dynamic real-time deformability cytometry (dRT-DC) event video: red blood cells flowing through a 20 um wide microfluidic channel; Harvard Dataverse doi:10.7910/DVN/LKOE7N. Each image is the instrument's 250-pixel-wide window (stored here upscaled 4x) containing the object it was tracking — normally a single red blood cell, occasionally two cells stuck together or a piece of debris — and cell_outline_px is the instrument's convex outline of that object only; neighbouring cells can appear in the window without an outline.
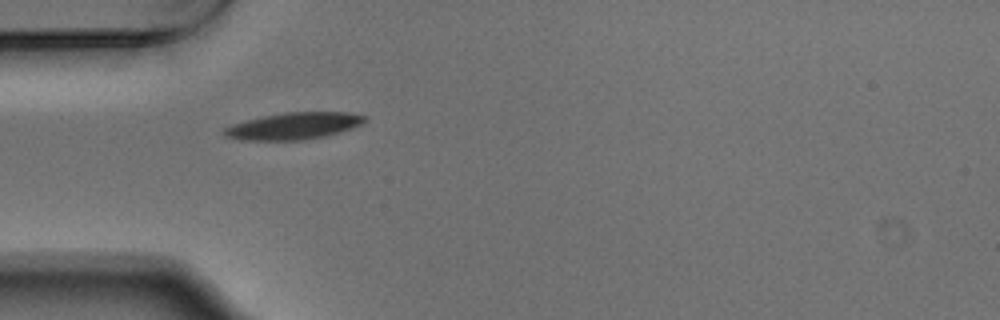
{"species": "Egyptian fruit bat (a non-hibernating species)", "species_latin": "Rousettus aegyptiacus", "temperature_condition": "warm", "stored_images_in_passage": 36, "camera_frame_rate_fps": 3000, "um_per_image_px": 0.085, "animal": {"sex": "male"}, "frame": {"image": 1, "passage_image": 1, "time_ms": 0.0, "image_size_px": [1000, 320], "cell_outline_px": [[368, 120], [352, 128], [324, 136], [304, 140], [240, 140], [224, 136], [220, 132], [224, 128], [232, 124], [264, 116], [284, 112], [348, 112], [368, 116]], "centroid_in_image_um": [24.95, 10.7], "position_along_channel_um": 60.0, "area_um2": 22.02}}
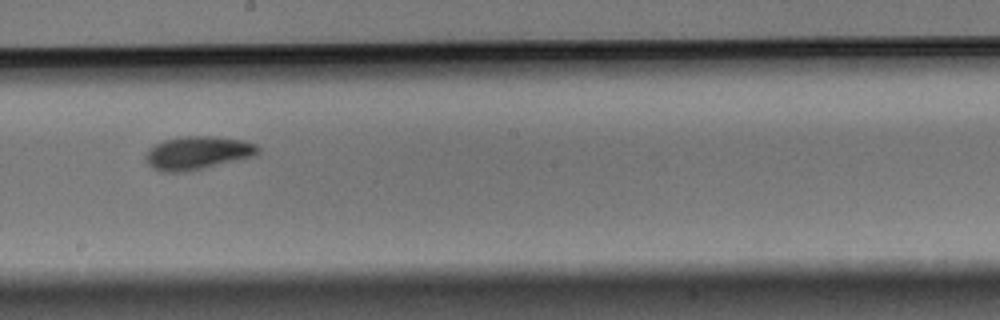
{"frame": {"image": 2, "passage_image": 15, "time_ms": 4.667, "image_size_px": [1000, 320], "cell_outline_px": [[260, 152], [256, 156], [188, 172], [164, 172], [152, 168], [144, 160], [144, 156], [148, 148], [164, 140], [184, 136], [216, 136], [244, 140], [256, 144], [260, 148]], "centroid_in_image_um": [16.81, 13.0], "position_along_channel_um": 231.4, "area_um2": 22.2}}
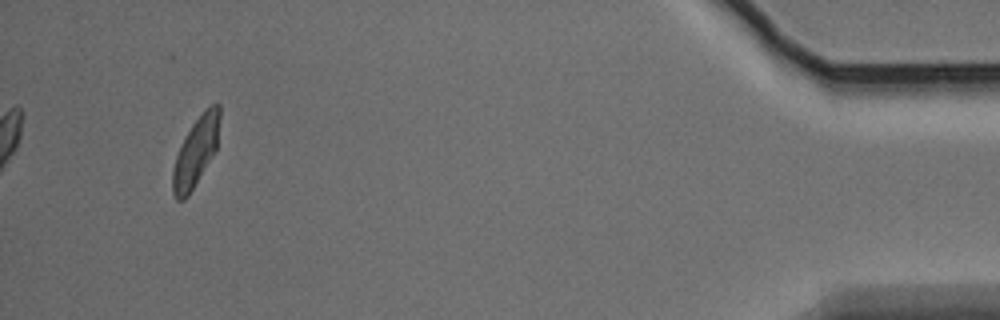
{"frame": {"image": 3, "passage_image": 36, "time_ms": 11.667, "image_size_px": [1000, 320], "cell_outline_px": [[220, 116], [216, 148], [188, 196], [184, 200], [176, 200], [172, 192], [172, 168], [176, 156], [192, 124], [204, 108], [212, 104], [220, 104]], "centroid_in_image_um": [16.63, 12.88], "position_along_channel_um": 418.6, "area_um2": 18.5}, "authors_computed_cell_mechanics": {"area_um2": 20.9525, "velocity_mm_per_s": 3.7121, "shape_relaxation_time_tau1_ms": 3.8175, "shape_relaxation_time_tau2_ms": 5.5656, "deformation_change_tau1": 0.1437, "deformation_change_tau2": 0.1112}}